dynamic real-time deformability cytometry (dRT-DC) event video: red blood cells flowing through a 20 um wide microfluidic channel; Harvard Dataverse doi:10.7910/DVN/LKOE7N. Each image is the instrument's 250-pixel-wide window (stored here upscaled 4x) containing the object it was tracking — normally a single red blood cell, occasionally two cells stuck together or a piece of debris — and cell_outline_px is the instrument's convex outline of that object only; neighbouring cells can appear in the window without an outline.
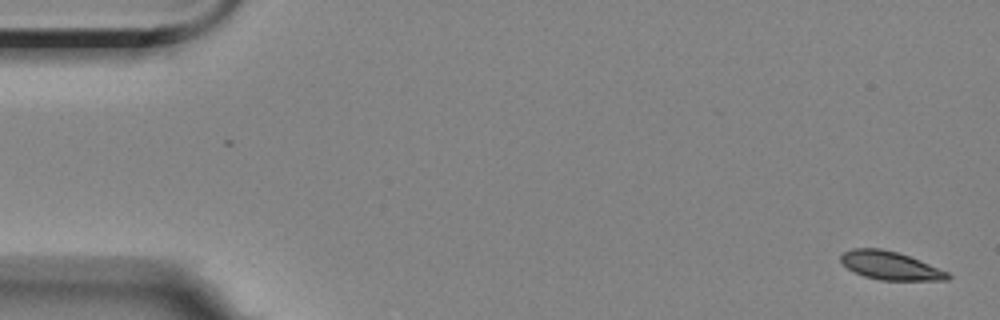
{"species": "Egyptian fruit bat (a non-hibernating species)", "species_latin": "Rousettus aegyptiacus", "temperature_condition": "room temperature", "stored_images_in_passage": 4, "camera_frame_rate_fps": 3000, "um_per_image_px": 0.085, "animal": {"sex": "female"}, "frame": {"image": 1, "passage_image": 1, "time_ms": 0.0, "image_size_px": [1000, 320], "cell_outline_px": [[952, 276], [948, 280], [880, 280], [864, 276], [848, 268], [840, 260], [840, 256], [844, 252], [852, 248], [880, 248], [896, 252], [920, 260], [948, 272]], "centroid_in_image_um": [75.68, 22.58], "position_along_channel_um": 9.3, "area_um2": 17.46}}
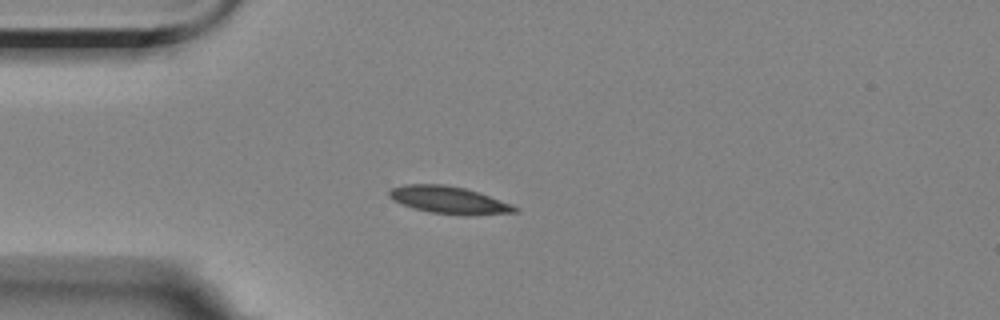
{"frame": {"image": 2, "passage_image": 4, "time_ms": 4.333, "image_size_px": [1000, 320], "cell_outline_px": [[520, 212], [472, 216], [468, 216], [428, 212], [412, 208], [392, 200], [388, 196], [388, 192], [392, 188], [404, 184], [444, 184], [464, 188], [512, 204], [520, 208]], "centroid_in_image_um": [38.17, 17.02], "position_along_channel_um": 46.8, "area_um2": 20.23}}